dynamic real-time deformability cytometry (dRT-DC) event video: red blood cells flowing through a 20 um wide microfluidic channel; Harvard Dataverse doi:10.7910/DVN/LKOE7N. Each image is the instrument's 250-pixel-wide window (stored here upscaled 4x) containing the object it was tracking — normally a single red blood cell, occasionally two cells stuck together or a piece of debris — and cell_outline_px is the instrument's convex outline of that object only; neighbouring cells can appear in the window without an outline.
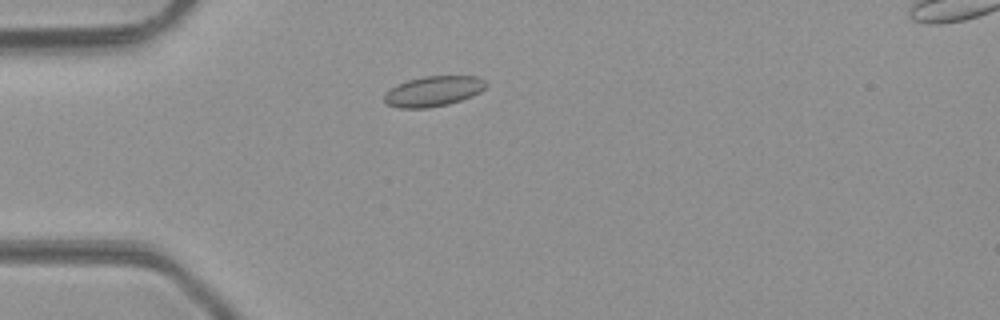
{"species": "common noctule bat (a hibernating species)", "species_latin": "Nyctalus noctula", "temperature_condition": "room temperature", "stored_images_in_passage": 44, "camera_frame_rate_fps": 3000, "um_per_image_px": 0.085, "animal": {"sex": "male", "body_mass_g": 23.1, "forearm_length_mm": 52.7}, "frame": {"image": 1, "passage_image": 9, "time_ms": 2.667, "image_size_px": [1000, 320], "cell_outline_px": [[488, 84], [480, 92], [472, 96], [448, 104], [428, 108], [400, 108], [388, 104], [384, 100], [384, 96], [396, 84], [408, 80], [424, 76], [476, 76], [484, 80]], "centroid_in_image_um": [36.85, 7.75], "position_along_channel_um": 48.1, "area_um2": 17.8}}
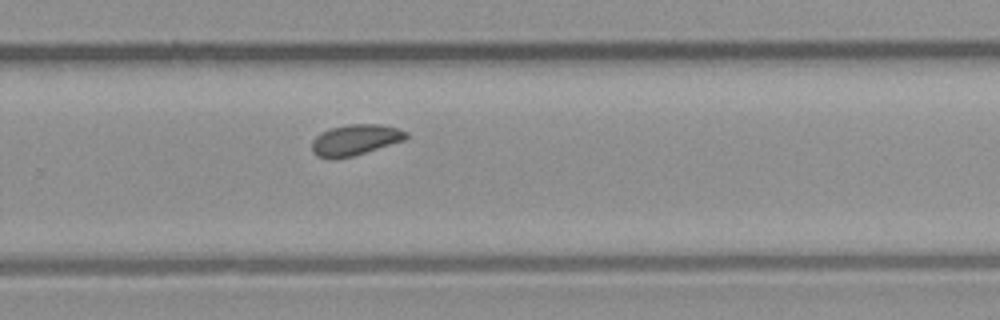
{"frame": {"image": 2, "passage_image": 28, "time_ms": 9.0, "image_size_px": [1000, 320], "cell_outline_px": [[408, 136], [404, 140], [352, 156], [332, 160], [316, 156], [312, 152], [312, 140], [320, 132], [332, 128], [348, 124], [380, 124], [400, 128], [408, 132]], "centroid_in_image_um": [30.17, 11.89], "position_along_channel_um": 299.6, "area_um2": 17.05}}
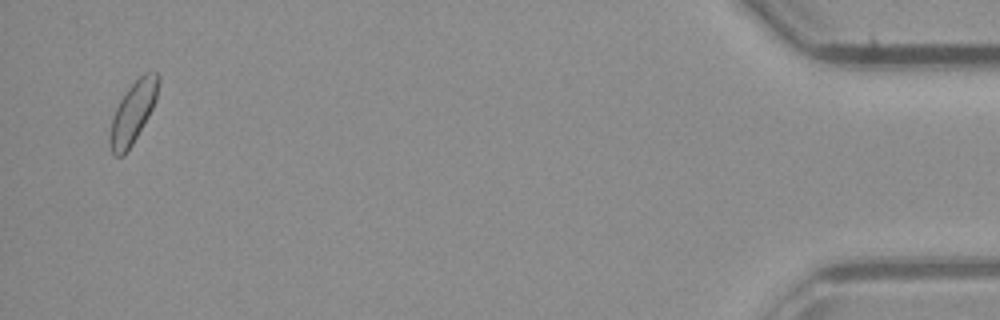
{"frame": {"image": 3, "passage_image": 43, "time_ms": 14.0, "image_size_px": [1000, 320], "cell_outline_px": [[160, 80], [156, 100], [148, 116], [132, 144], [124, 156], [116, 156], [112, 152], [112, 116], [120, 100], [128, 88], [144, 72], [156, 72], [160, 76]], "centroid_in_image_um": [11.35, 9.49], "position_along_channel_um": 423.8, "area_um2": 16.7}, "authors_computed_cell_mechanics": {"area_um2": 16.8776, "velocity_mm_per_s": 4.228, "shape_relaxation_time_tau1_ms": null, "shape_relaxation_time_tau2_ms": 6.6389, "deformation_change_tau1": null, "deformation_change_tau2": 0.108}}